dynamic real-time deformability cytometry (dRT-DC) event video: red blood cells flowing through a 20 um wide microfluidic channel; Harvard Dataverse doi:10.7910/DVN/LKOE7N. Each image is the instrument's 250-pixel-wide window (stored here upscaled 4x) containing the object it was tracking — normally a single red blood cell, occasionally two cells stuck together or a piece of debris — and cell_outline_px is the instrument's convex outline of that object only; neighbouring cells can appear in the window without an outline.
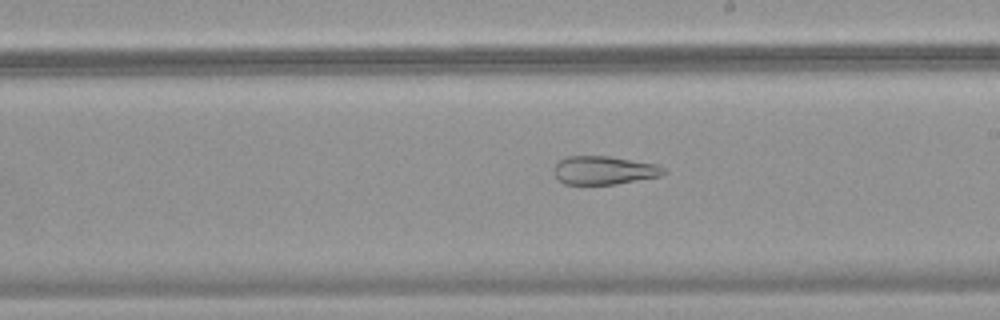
{"species": "common noctule bat (a hibernating species)", "species_latin": "Nyctalus noctula", "temperature_condition": "warm", "stored_images_in_passage": 49, "camera_frame_rate_fps": 3000, "um_per_image_px": 0.085, "animal": {"sex": "female", "body_mass_g": 18.4}, "frame": {"image": 1, "passage_image": 29, "time_ms": 9.333, "image_size_px": [1000, 320], "cell_outline_px": [[668, 172], [660, 176], [616, 184], [564, 184], [556, 176], [552, 168], [560, 160], [568, 156], [608, 156], [656, 164], [664, 168]], "centroid_in_image_um": [51.34, 14.47], "position_along_channel_um": 237.7, "area_um2": 18.09}}
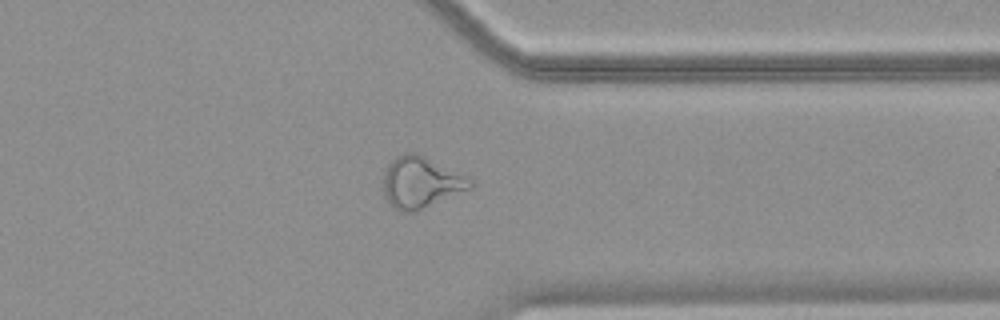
{"frame": {"image": 2, "passage_image": 39, "time_ms": 12.667, "image_size_px": [1000, 320], "cell_outline_px": [[476, 184], [472, 188], [420, 208], [408, 212], [400, 212], [388, 204], [384, 196], [384, 172], [388, 164], [396, 156], [404, 152], [416, 152], [472, 180]], "centroid_in_image_um": [35.72, 15.49], "position_along_channel_um": 375.7, "area_um2": 25.43}}
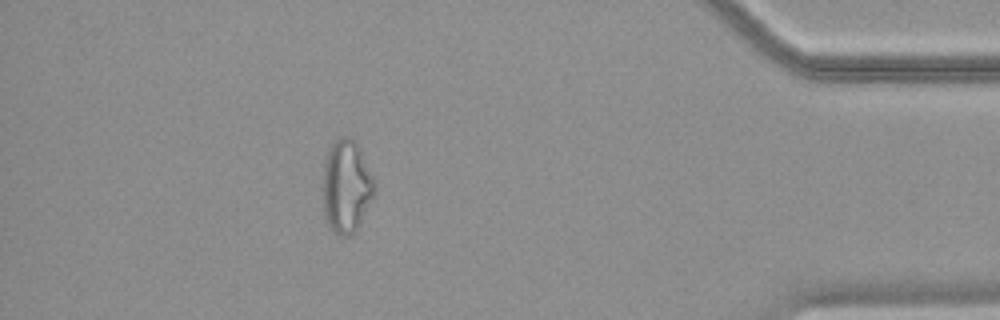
{"frame": {"image": 3, "passage_image": 44, "time_ms": 14.333, "image_size_px": [1000, 320], "cell_outline_px": [[376, 192], [356, 232], [348, 236], [340, 236], [328, 224], [324, 216], [324, 160], [328, 148], [336, 140], [344, 136], [348, 136], [360, 148], [376, 184]], "centroid_in_image_um": [29.47, 15.86], "position_along_channel_um": 405.7, "area_um2": 27.92}}